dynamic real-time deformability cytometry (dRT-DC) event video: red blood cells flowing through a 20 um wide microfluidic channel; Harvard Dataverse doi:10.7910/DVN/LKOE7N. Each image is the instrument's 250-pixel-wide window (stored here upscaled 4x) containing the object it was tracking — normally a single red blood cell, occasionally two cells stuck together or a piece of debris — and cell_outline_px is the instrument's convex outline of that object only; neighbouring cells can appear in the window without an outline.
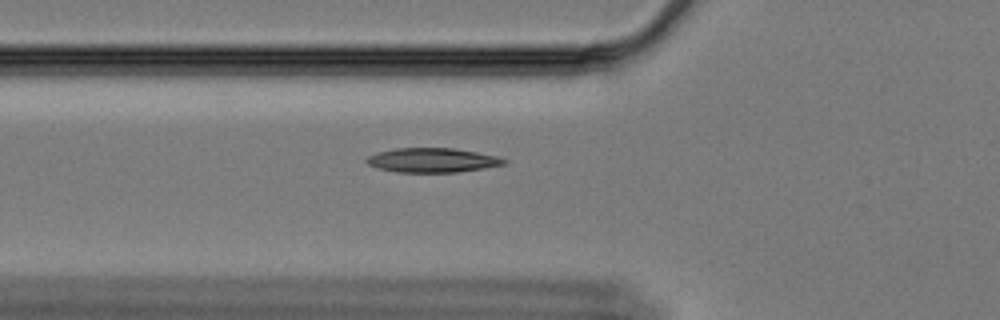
{"species": "Egyptian fruit bat (a non-hibernating species)", "species_latin": "Rousettus aegyptiacus", "temperature_condition": "cold", "stored_images_in_passage": 35, "camera_frame_rate_fps": 3000, "um_per_image_px": 0.085, "animal": {"sex": "female"}, "frame": {"image": 1, "passage_image": 2, "time_ms": 0.333, "image_size_px": [1000, 320], "cell_outline_px": [[508, 160], [504, 164], [484, 168], [456, 172], [396, 172], [380, 168], [368, 164], [364, 160], [368, 156], [376, 152], [396, 148], [456, 148], [496, 156]], "centroid_in_image_um": [36.73, 13.61], "position_along_channel_um": 89.1, "area_um2": 19.42}}
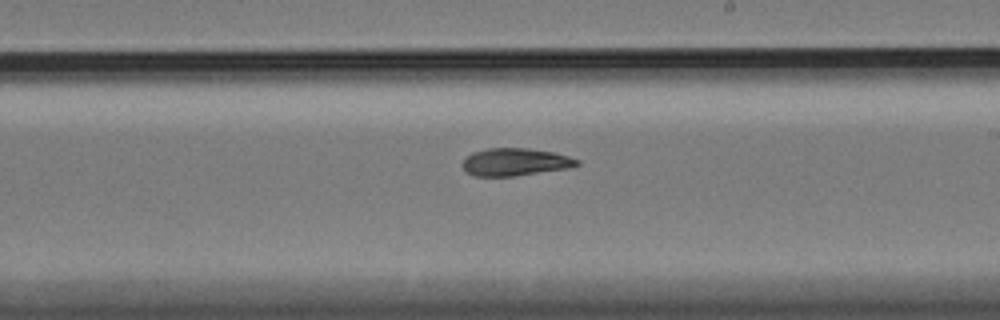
{"frame": {"image": 2, "passage_image": 16, "time_ms": 5.0, "image_size_px": [1000, 320], "cell_outline_px": [[580, 164], [568, 168], [516, 176], [476, 176], [464, 172], [460, 164], [472, 152], [488, 148], [528, 148], [552, 152], [568, 156], [580, 160]], "centroid_in_image_um": [43.75, 13.77], "position_along_channel_um": 245.2, "area_um2": 18.5}}
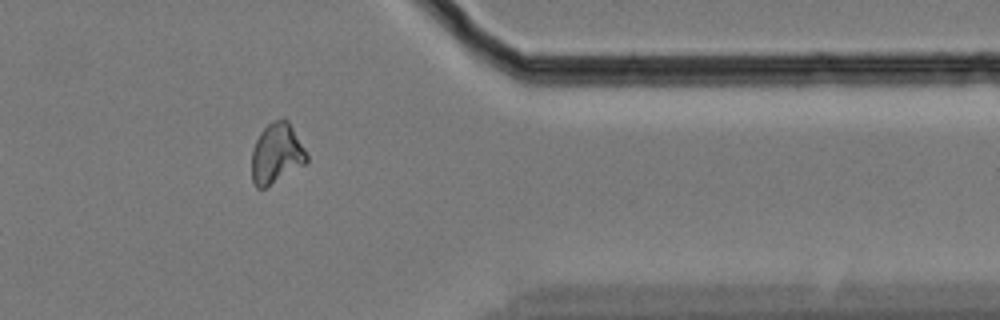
{"frame": {"image": 3, "passage_image": 30, "time_ms": 9.667, "image_size_px": [1000, 320], "cell_outline_px": [[308, 160], [304, 164], [264, 188], [256, 188], [252, 180], [252, 148], [260, 132], [272, 120], [284, 116], [288, 120], [304, 148], [308, 156]], "centroid_in_image_um": [23.49, 13.01], "position_along_channel_um": 387.9, "area_um2": 19.19}}